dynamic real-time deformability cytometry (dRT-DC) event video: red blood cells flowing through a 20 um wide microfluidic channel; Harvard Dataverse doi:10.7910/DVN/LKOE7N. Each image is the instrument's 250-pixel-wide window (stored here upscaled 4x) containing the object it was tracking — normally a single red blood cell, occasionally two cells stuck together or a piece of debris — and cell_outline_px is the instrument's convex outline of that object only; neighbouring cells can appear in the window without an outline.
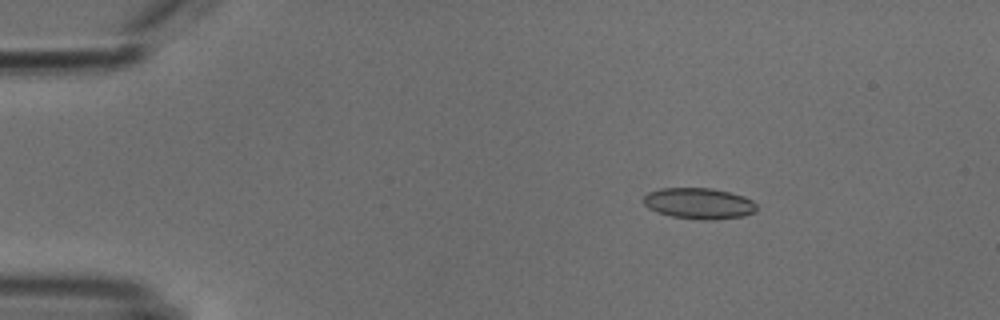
{"species": "common noctule bat (a hibernating species)", "species_latin": "Nyctalus noctula", "temperature_condition": "cold", "stored_images_in_passage": 54, "camera_frame_rate_fps": 3000, "um_per_image_px": 0.085, "animal": {"sex": "male", "body_mass_g": 18.8}, "frame": {"image": 1, "passage_image": 9, "time_ms": 2.667, "image_size_px": [1000, 320], "cell_outline_px": [[756, 212], [744, 216], [712, 220], [700, 220], [672, 216], [656, 212], [648, 208], [644, 204], [644, 196], [648, 192], [660, 188], [712, 188], [744, 196], [752, 200], [756, 204]], "centroid_in_image_um": [59.41, 17.29], "position_along_channel_um": 25.6, "area_um2": 20.58}}
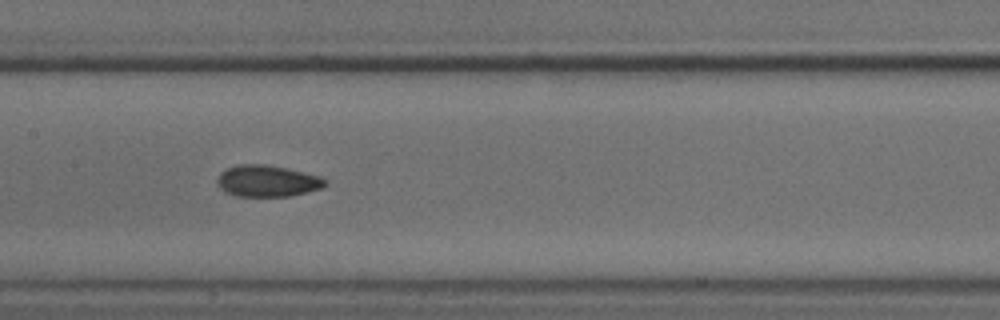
{"frame": {"image": 2, "passage_image": 27, "time_ms": 8.667, "image_size_px": [1000, 320], "cell_outline_px": [[328, 184], [324, 188], [308, 192], [288, 196], [236, 196], [224, 192], [216, 184], [216, 180], [220, 172], [228, 168], [240, 164], [264, 164], [284, 168], [320, 176], [328, 180]], "centroid_in_image_um": [22.72, 15.39], "position_along_channel_um": 184.7, "area_um2": 19.94}}
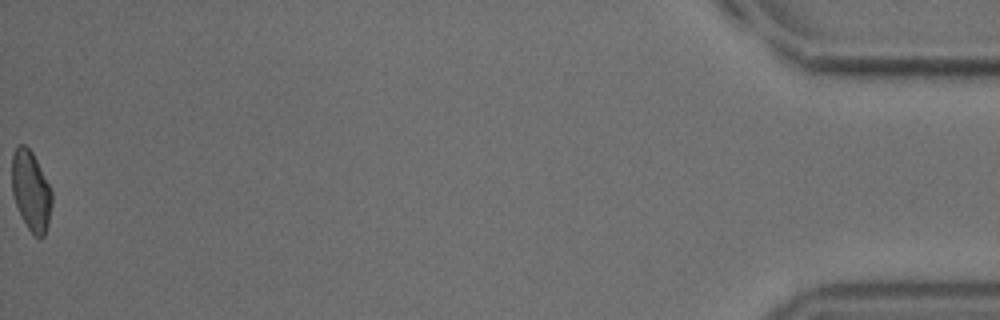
{"frame": {"image": 3, "passage_image": 54, "time_ms": 17.667, "image_size_px": [1000, 320], "cell_outline_px": [[52, 204], [48, 224], [44, 236], [36, 236], [28, 228], [16, 204], [12, 192], [12, 156], [16, 148], [20, 144], [24, 144], [32, 152], [52, 192]], "centroid_in_image_um": [2.63, 16.21], "position_along_channel_um": 432.6, "area_um2": 18.15}, "authors_computed_cell_mechanics": {"area_um2": 19.8254, "velocity_mm_per_s": 3.8193, "shape_relaxation_time_tau1_ms": 11.1549, "shape_relaxation_time_tau2_ms": 2.0763, "deformation_change_tau1": 0.1496, "deformation_change_tau2": 0.0679}}